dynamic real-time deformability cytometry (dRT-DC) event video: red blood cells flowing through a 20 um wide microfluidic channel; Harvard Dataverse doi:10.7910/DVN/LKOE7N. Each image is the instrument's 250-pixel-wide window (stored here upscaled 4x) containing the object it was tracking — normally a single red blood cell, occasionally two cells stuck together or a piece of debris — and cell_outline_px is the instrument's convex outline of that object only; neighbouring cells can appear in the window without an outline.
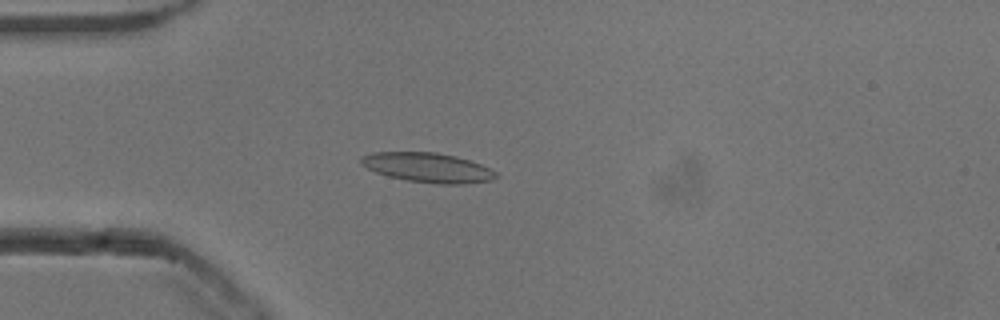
{"species": "common noctule bat (a hibernating species)", "species_latin": "Nyctalus noctula", "temperature_condition": "cold", "stored_images_in_passage": 45, "camera_frame_rate_fps": 3000, "um_per_image_px": 0.085, "animal": {"sex": "male", "body_mass_g": 13.3}, "frame": {"image": 1, "passage_image": 6, "time_ms": 1.667, "image_size_px": [1000, 320], "cell_outline_px": [[500, 176], [492, 180], [464, 184], [436, 184], [408, 180], [388, 176], [376, 172], [360, 164], [360, 156], [372, 152], [436, 152], [456, 156], [480, 164], [496, 172]], "centroid_in_image_um": [36.35, 14.24], "position_along_channel_um": 48.6, "area_um2": 23.29}}
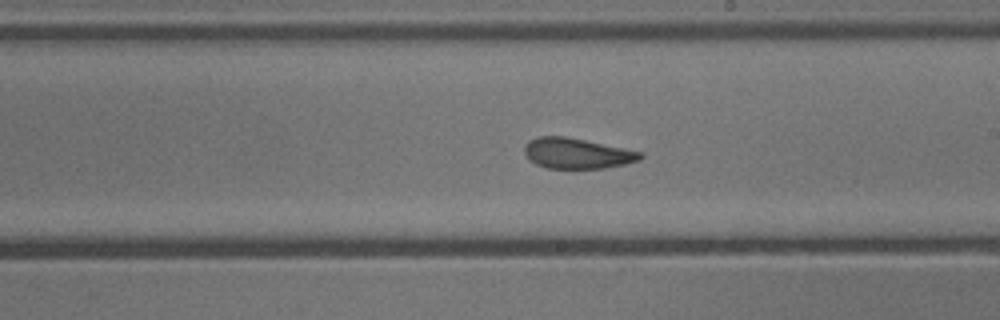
{"frame": {"image": 2, "passage_image": 22, "time_ms": 7.0, "image_size_px": [1000, 320], "cell_outline_px": [[644, 156], [640, 160], [624, 164], [604, 168], [548, 168], [536, 164], [528, 160], [524, 152], [524, 144], [528, 140], [536, 136], [564, 136], [644, 152]], "centroid_in_image_um": [49.01, 13.03], "position_along_channel_um": 240.0, "area_um2": 20.69}}
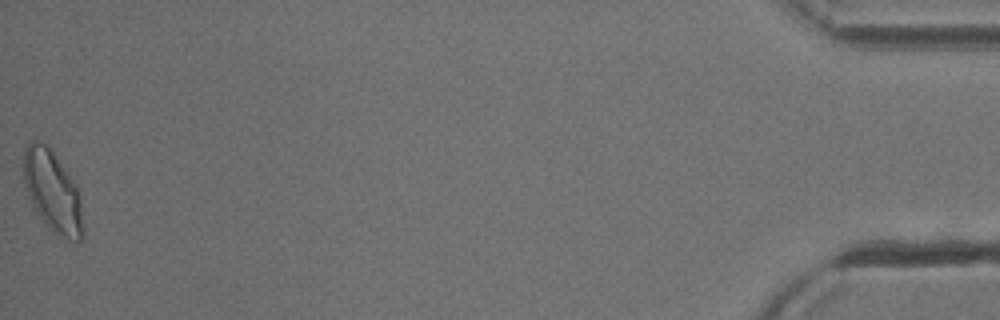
{"frame": {"image": 3, "passage_image": 45, "time_ms": 14.667, "image_size_px": [1000, 320], "cell_outline_px": [[84, 236], [76, 244], [52, 232], [36, 212], [24, 188], [24, 148], [32, 140], [40, 140], [48, 144], [68, 172], [76, 184], [80, 192]], "centroid_in_image_um": [4.49, 16.29], "position_along_channel_um": 430.7, "area_um2": 28.78}, "authors_computed_cell_mechanics": {"area_um2": 21.7906, "velocity_mm_per_s": 3.8169, "shape_relaxation_time_tau1_ms": 10.4059, "shape_relaxation_time_tau2_ms": 1.7518, "deformation_change_tau1": 0.2144, "deformation_change_tau2": 0.091}}